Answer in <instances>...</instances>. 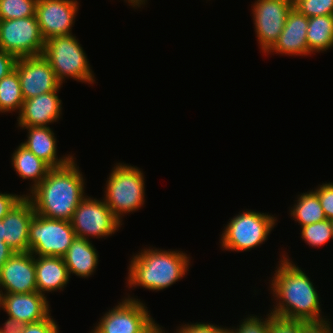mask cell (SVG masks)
Masks as SVG:
<instances>
[{
	"label": "cell",
	"mask_w": 333,
	"mask_h": 333,
	"mask_svg": "<svg viewBox=\"0 0 333 333\" xmlns=\"http://www.w3.org/2000/svg\"><path fill=\"white\" fill-rule=\"evenodd\" d=\"M138 299L127 297L106 312L91 333H137L152 317Z\"/></svg>",
	"instance_id": "13"
},
{
	"label": "cell",
	"mask_w": 333,
	"mask_h": 333,
	"mask_svg": "<svg viewBox=\"0 0 333 333\" xmlns=\"http://www.w3.org/2000/svg\"><path fill=\"white\" fill-rule=\"evenodd\" d=\"M27 129L28 139L21 143L30 150L36 157L42 159L51 168H58L68 164L73 156L57 157L56 138L50 127H21Z\"/></svg>",
	"instance_id": "20"
},
{
	"label": "cell",
	"mask_w": 333,
	"mask_h": 333,
	"mask_svg": "<svg viewBox=\"0 0 333 333\" xmlns=\"http://www.w3.org/2000/svg\"><path fill=\"white\" fill-rule=\"evenodd\" d=\"M14 329L18 333H59L58 325L50 315L42 321L20 325Z\"/></svg>",
	"instance_id": "31"
},
{
	"label": "cell",
	"mask_w": 333,
	"mask_h": 333,
	"mask_svg": "<svg viewBox=\"0 0 333 333\" xmlns=\"http://www.w3.org/2000/svg\"><path fill=\"white\" fill-rule=\"evenodd\" d=\"M42 55L61 83L67 77L91 84L95 81L87 56L72 34L47 39Z\"/></svg>",
	"instance_id": "4"
},
{
	"label": "cell",
	"mask_w": 333,
	"mask_h": 333,
	"mask_svg": "<svg viewBox=\"0 0 333 333\" xmlns=\"http://www.w3.org/2000/svg\"><path fill=\"white\" fill-rule=\"evenodd\" d=\"M75 238L70 221L35 213L29 225V252L34 256L63 257Z\"/></svg>",
	"instance_id": "7"
},
{
	"label": "cell",
	"mask_w": 333,
	"mask_h": 333,
	"mask_svg": "<svg viewBox=\"0 0 333 333\" xmlns=\"http://www.w3.org/2000/svg\"><path fill=\"white\" fill-rule=\"evenodd\" d=\"M301 228V237L309 246L319 247L333 239L331 220L325 219Z\"/></svg>",
	"instance_id": "27"
},
{
	"label": "cell",
	"mask_w": 333,
	"mask_h": 333,
	"mask_svg": "<svg viewBox=\"0 0 333 333\" xmlns=\"http://www.w3.org/2000/svg\"><path fill=\"white\" fill-rule=\"evenodd\" d=\"M152 333H165V332H164V330L161 329V327H159V325H157ZM175 333H179V332L177 331Z\"/></svg>",
	"instance_id": "40"
},
{
	"label": "cell",
	"mask_w": 333,
	"mask_h": 333,
	"mask_svg": "<svg viewBox=\"0 0 333 333\" xmlns=\"http://www.w3.org/2000/svg\"><path fill=\"white\" fill-rule=\"evenodd\" d=\"M14 69L18 73L24 100L59 90L62 85L43 55L17 58Z\"/></svg>",
	"instance_id": "11"
},
{
	"label": "cell",
	"mask_w": 333,
	"mask_h": 333,
	"mask_svg": "<svg viewBox=\"0 0 333 333\" xmlns=\"http://www.w3.org/2000/svg\"><path fill=\"white\" fill-rule=\"evenodd\" d=\"M24 195L0 193V220L14 207Z\"/></svg>",
	"instance_id": "36"
},
{
	"label": "cell",
	"mask_w": 333,
	"mask_h": 333,
	"mask_svg": "<svg viewBox=\"0 0 333 333\" xmlns=\"http://www.w3.org/2000/svg\"><path fill=\"white\" fill-rule=\"evenodd\" d=\"M34 214L33 205L24 194L2 218L4 242L14 252H29V225Z\"/></svg>",
	"instance_id": "16"
},
{
	"label": "cell",
	"mask_w": 333,
	"mask_h": 333,
	"mask_svg": "<svg viewBox=\"0 0 333 333\" xmlns=\"http://www.w3.org/2000/svg\"><path fill=\"white\" fill-rule=\"evenodd\" d=\"M16 60L13 54L0 49V80L14 70Z\"/></svg>",
	"instance_id": "35"
},
{
	"label": "cell",
	"mask_w": 333,
	"mask_h": 333,
	"mask_svg": "<svg viewBox=\"0 0 333 333\" xmlns=\"http://www.w3.org/2000/svg\"><path fill=\"white\" fill-rule=\"evenodd\" d=\"M269 314L267 315L268 333H300L303 320Z\"/></svg>",
	"instance_id": "29"
},
{
	"label": "cell",
	"mask_w": 333,
	"mask_h": 333,
	"mask_svg": "<svg viewBox=\"0 0 333 333\" xmlns=\"http://www.w3.org/2000/svg\"><path fill=\"white\" fill-rule=\"evenodd\" d=\"M4 328L0 329V333H5V325L3 326Z\"/></svg>",
	"instance_id": "43"
},
{
	"label": "cell",
	"mask_w": 333,
	"mask_h": 333,
	"mask_svg": "<svg viewBox=\"0 0 333 333\" xmlns=\"http://www.w3.org/2000/svg\"><path fill=\"white\" fill-rule=\"evenodd\" d=\"M291 208V216L302 226L326 219L318 195L314 191L303 193Z\"/></svg>",
	"instance_id": "24"
},
{
	"label": "cell",
	"mask_w": 333,
	"mask_h": 333,
	"mask_svg": "<svg viewBox=\"0 0 333 333\" xmlns=\"http://www.w3.org/2000/svg\"><path fill=\"white\" fill-rule=\"evenodd\" d=\"M307 29L308 17L293 7L281 34L267 53L276 52L291 56L308 55Z\"/></svg>",
	"instance_id": "18"
},
{
	"label": "cell",
	"mask_w": 333,
	"mask_h": 333,
	"mask_svg": "<svg viewBox=\"0 0 333 333\" xmlns=\"http://www.w3.org/2000/svg\"><path fill=\"white\" fill-rule=\"evenodd\" d=\"M58 91H50L24 100L17 118L18 125L20 127H45L47 124L57 121L62 111Z\"/></svg>",
	"instance_id": "17"
},
{
	"label": "cell",
	"mask_w": 333,
	"mask_h": 333,
	"mask_svg": "<svg viewBox=\"0 0 333 333\" xmlns=\"http://www.w3.org/2000/svg\"><path fill=\"white\" fill-rule=\"evenodd\" d=\"M84 179L75 160L51 168L47 176L26 197L38 215L50 219L70 221L84 196Z\"/></svg>",
	"instance_id": "1"
},
{
	"label": "cell",
	"mask_w": 333,
	"mask_h": 333,
	"mask_svg": "<svg viewBox=\"0 0 333 333\" xmlns=\"http://www.w3.org/2000/svg\"><path fill=\"white\" fill-rule=\"evenodd\" d=\"M24 99L21 93L20 80L17 71L11 73L0 80V113L21 111Z\"/></svg>",
	"instance_id": "25"
},
{
	"label": "cell",
	"mask_w": 333,
	"mask_h": 333,
	"mask_svg": "<svg viewBox=\"0 0 333 333\" xmlns=\"http://www.w3.org/2000/svg\"><path fill=\"white\" fill-rule=\"evenodd\" d=\"M255 32L266 53L277 41L294 7L293 0H257L252 6Z\"/></svg>",
	"instance_id": "10"
},
{
	"label": "cell",
	"mask_w": 333,
	"mask_h": 333,
	"mask_svg": "<svg viewBox=\"0 0 333 333\" xmlns=\"http://www.w3.org/2000/svg\"><path fill=\"white\" fill-rule=\"evenodd\" d=\"M13 254L14 251L3 240H0V270Z\"/></svg>",
	"instance_id": "37"
},
{
	"label": "cell",
	"mask_w": 333,
	"mask_h": 333,
	"mask_svg": "<svg viewBox=\"0 0 333 333\" xmlns=\"http://www.w3.org/2000/svg\"><path fill=\"white\" fill-rule=\"evenodd\" d=\"M189 257L182 251L144 249L130 262L127 283L149 290H163L187 273Z\"/></svg>",
	"instance_id": "3"
},
{
	"label": "cell",
	"mask_w": 333,
	"mask_h": 333,
	"mask_svg": "<svg viewBox=\"0 0 333 333\" xmlns=\"http://www.w3.org/2000/svg\"><path fill=\"white\" fill-rule=\"evenodd\" d=\"M78 5L77 0H37L35 16L45 41L72 34Z\"/></svg>",
	"instance_id": "14"
},
{
	"label": "cell",
	"mask_w": 333,
	"mask_h": 333,
	"mask_svg": "<svg viewBox=\"0 0 333 333\" xmlns=\"http://www.w3.org/2000/svg\"><path fill=\"white\" fill-rule=\"evenodd\" d=\"M314 192L318 195L326 219H333V183H324Z\"/></svg>",
	"instance_id": "32"
},
{
	"label": "cell",
	"mask_w": 333,
	"mask_h": 333,
	"mask_svg": "<svg viewBox=\"0 0 333 333\" xmlns=\"http://www.w3.org/2000/svg\"><path fill=\"white\" fill-rule=\"evenodd\" d=\"M138 167L117 164L107 180L105 199L114 216L121 222L122 214L133 212L143 206L145 183Z\"/></svg>",
	"instance_id": "5"
},
{
	"label": "cell",
	"mask_w": 333,
	"mask_h": 333,
	"mask_svg": "<svg viewBox=\"0 0 333 333\" xmlns=\"http://www.w3.org/2000/svg\"><path fill=\"white\" fill-rule=\"evenodd\" d=\"M0 288V294L37 292L35 256L31 252H14L7 260L0 270Z\"/></svg>",
	"instance_id": "15"
},
{
	"label": "cell",
	"mask_w": 333,
	"mask_h": 333,
	"mask_svg": "<svg viewBox=\"0 0 333 333\" xmlns=\"http://www.w3.org/2000/svg\"><path fill=\"white\" fill-rule=\"evenodd\" d=\"M37 0H0V20L35 16Z\"/></svg>",
	"instance_id": "26"
},
{
	"label": "cell",
	"mask_w": 333,
	"mask_h": 333,
	"mask_svg": "<svg viewBox=\"0 0 333 333\" xmlns=\"http://www.w3.org/2000/svg\"><path fill=\"white\" fill-rule=\"evenodd\" d=\"M45 40L36 16L0 20V49L16 58L42 55Z\"/></svg>",
	"instance_id": "8"
},
{
	"label": "cell",
	"mask_w": 333,
	"mask_h": 333,
	"mask_svg": "<svg viewBox=\"0 0 333 333\" xmlns=\"http://www.w3.org/2000/svg\"><path fill=\"white\" fill-rule=\"evenodd\" d=\"M182 326V327H181ZM178 331L179 333H228L227 328L219 327L207 323H194V324H185L181 325Z\"/></svg>",
	"instance_id": "33"
},
{
	"label": "cell",
	"mask_w": 333,
	"mask_h": 333,
	"mask_svg": "<svg viewBox=\"0 0 333 333\" xmlns=\"http://www.w3.org/2000/svg\"><path fill=\"white\" fill-rule=\"evenodd\" d=\"M69 275L89 277L98 264V253L90 240L76 237L63 256Z\"/></svg>",
	"instance_id": "21"
},
{
	"label": "cell",
	"mask_w": 333,
	"mask_h": 333,
	"mask_svg": "<svg viewBox=\"0 0 333 333\" xmlns=\"http://www.w3.org/2000/svg\"><path fill=\"white\" fill-rule=\"evenodd\" d=\"M276 217L268 214L243 211L225 227L221 235V245L225 250L247 251L262 244L274 228Z\"/></svg>",
	"instance_id": "6"
},
{
	"label": "cell",
	"mask_w": 333,
	"mask_h": 333,
	"mask_svg": "<svg viewBox=\"0 0 333 333\" xmlns=\"http://www.w3.org/2000/svg\"><path fill=\"white\" fill-rule=\"evenodd\" d=\"M331 227H332V237H333V219L331 220Z\"/></svg>",
	"instance_id": "44"
},
{
	"label": "cell",
	"mask_w": 333,
	"mask_h": 333,
	"mask_svg": "<svg viewBox=\"0 0 333 333\" xmlns=\"http://www.w3.org/2000/svg\"><path fill=\"white\" fill-rule=\"evenodd\" d=\"M294 8L306 17L333 15V0H293Z\"/></svg>",
	"instance_id": "28"
},
{
	"label": "cell",
	"mask_w": 333,
	"mask_h": 333,
	"mask_svg": "<svg viewBox=\"0 0 333 333\" xmlns=\"http://www.w3.org/2000/svg\"><path fill=\"white\" fill-rule=\"evenodd\" d=\"M308 55L323 52L333 47V15L308 18L306 35Z\"/></svg>",
	"instance_id": "23"
},
{
	"label": "cell",
	"mask_w": 333,
	"mask_h": 333,
	"mask_svg": "<svg viewBox=\"0 0 333 333\" xmlns=\"http://www.w3.org/2000/svg\"><path fill=\"white\" fill-rule=\"evenodd\" d=\"M157 325L151 318L137 333H152Z\"/></svg>",
	"instance_id": "38"
},
{
	"label": "cell",
	"mask_w": 333,
	"mask_h": 333,
	"mask_svg": "<svg viewBox=\"0 0 333 333\" xmlns=\"http://www.w3.org/2000/svg\"><path fill=\"white\" fill-rule=\"evenodd\" d=\"M0 308L9 316L4 323L8 328L36 323L50 315L47 298L39 292L0 294Z\"/></svg>",
	"instance_id": "12"
},
{
	"label": "cell",
	"mask_w": 333,
	"mask_h": 333,
	"mask_svg": "<svg viewBox=\"0 0 333 333\" xmlns=\"http://www.w3.org/2000/svg\"><path fill=\"white\" fill-rule=\"evenodd\" d=\"M70 223L76 237L86 240H89V236L108 237L122 225L104 200H96L88 196L79 203Z\"/></svg>",
	"instance_id": "9"
},
{
	"label": "cell",
	"mask_w": 333,
	"mask_h": 333,
	"mask_svg": "<svg viewBox=\"0 0 333 333\" xmlns=\"http://www.w3.org/2000/svg\"><path fill=\"white\" fill-rule=\"evenodd\" d=\"M5 333H18L14 328H8L5 325Z\"/></svg>",
	"instance_id": "42"
},
{
	"label": "cell",
	"mask_w": 333,
	"mask_h": 333,
	"mask_svg": "<svg viewBox=\"0 0 333 333\" xmlns=\"http://www.w3.org/2000/svg\"><path fill=\"white\" fill-rule=\"evenodd\" d=\"M12 165L20 177L34 181V184L29 189L30 191L42 182L51 169L46 162L36 157L22 144L19 145L12 155Z\"/></svg>",
	"instance_id": "22"
},
{
	"label": "cell",
	"mask_w": 333,
	"mask_h": 333,
	"mask_svg": "<svg viewBox=\"0 0 333 333\" xmlns=\"http://www.w3.org/2000/svg\"><path fill=\"white\" fill-rule=\"evenodd\" d=\"M35 275L37 292L42 295L62 290L70 278L63 257L54 256H35Z\"/></svg>",
	"instance_id": "19"
},
{
	"label": "cell",
	"mask_w": 333,
	"mask_h": 333,
	"mask_svg": "<svg viewBox=\"0 0 333 333\" xmlns=\"http://www.w3.org/2000/svg\"><path fill=\"white\" fill-rule=\"evenodd\" d=\"M0 240L4 241L2 219L0 220Z\"/></svg>",
	"instance_id": "41"
},
{
	"label": "cell",
	"mask_w": 333,
	"mask_h": 333,
	"mask_svg": "<svg viewBox=\"0 0 333 333\" xmlns=\"http://www.w3.org/2000/svg\"><path fill=\"white\" fill-rule=\"evenodd\" d=\"M329 321L324 318L321 320L303 321L300 333H333Z\"/></svg>",
	"instance_id": "34"
},
{
	"label": "cell",
	"mask_w": 333,
	"mask_h": 333,
	"mask_svg": "<svg viewBox=\"0 0 333 333\" xmlns=\"http://www.w3.org/2000/svg\"><path fill=\"white\" fill-rule=\"evenodd\" d=\"M263 320L251 315L242 321L239 328L228 329V333H268V317Z\"/></svg>",
	"instance_id": "30"
},
{
	"label": "cell",
	"mask_w": 333,
	"mask_h": 333,
	"mask_svg": "<svg viewBox=\"0 0 333 333\" xmlns=\"http://www.w3.org/2000/svg\"><path fill=\"white\" fill-rule=\"evenodd\" d=\"M279 263L271 280L272 294L279 301L271 313L303 321L324 319L318 293L310 278L285 255Z\"/></svg>",
	"instance_id": "2"
},
{
	"label": "cell",
	"mask_w": 333,
	"mask_h": 333,
	"mask_svg": "<svg viewBox=\"0 0 333 333\" xmlns=\"http://www.w3.org/2000/svg\"><path fill=\"white\" fill-rule=\"evenodd\" d=\"M132 7H140L142 4L144 5L147 0H126Z\"/></svg>",
	"instance_id": "39"
}]
</instances>
